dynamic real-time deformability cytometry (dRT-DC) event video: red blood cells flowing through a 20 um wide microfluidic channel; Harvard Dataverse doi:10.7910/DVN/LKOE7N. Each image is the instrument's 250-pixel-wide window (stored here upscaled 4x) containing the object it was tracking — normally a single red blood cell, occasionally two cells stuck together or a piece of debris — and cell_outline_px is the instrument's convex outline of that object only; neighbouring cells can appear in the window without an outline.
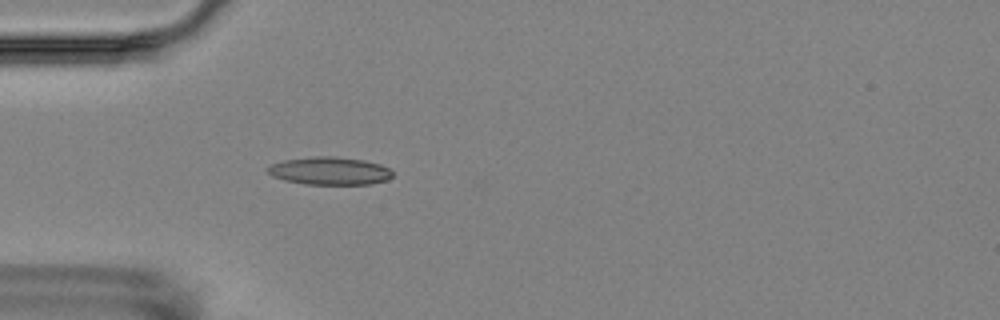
{"species": "Egyptian fruit bat (a non-hibernating species)", "species_latin": "Rousettus aegyptiacus", "temperature_condition": "room temperature", "stored_images_in_passage": 4, "camera_frame_rate_fps": 3000, "um_per_image_px": 0.085, "animal": {"sex": "female"}, "frame": {"image": 1, "passage_image": 4, "time_ms": 3.333, "image_size_px": [1000, 320], "cell_outline_px": [[392, 176], [388, 180], [372, 184], [304, 184], [284, 180], [272, 176], [268, 172], [268, 168], [272, 164], [284, 160], [316, 156], [332, 156], [364, 160], [380, 164], [388, 168], [392, 172]], "centroid_in_image_um": [28.04, 14.53], "position_along_channel_um": 57.0, "area_um2": 20.17}}